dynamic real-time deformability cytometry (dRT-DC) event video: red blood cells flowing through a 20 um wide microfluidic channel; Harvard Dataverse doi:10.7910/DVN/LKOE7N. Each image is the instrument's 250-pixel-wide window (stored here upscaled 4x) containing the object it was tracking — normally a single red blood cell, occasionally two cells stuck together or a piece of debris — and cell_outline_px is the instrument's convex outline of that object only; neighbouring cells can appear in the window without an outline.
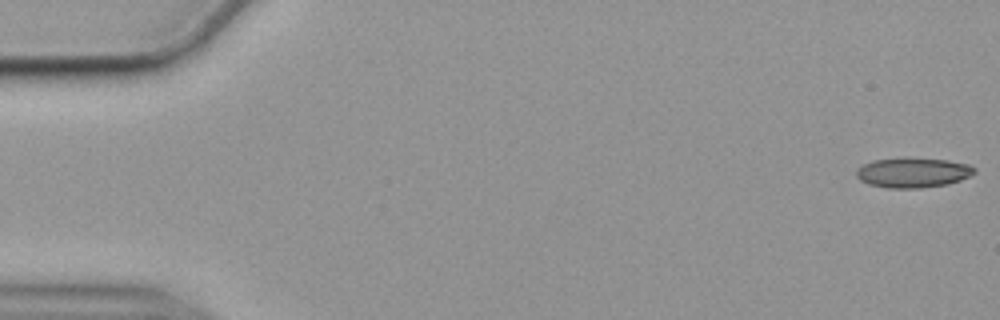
{"species": "common noctule bat (a hibernating species)", "species_latin": "Nyctalus noctula", "temperature_condition": "cold", "stored_images_in_passage": 56, "camera_frame_rate_fps": 3000, "um_per_image_px": 0.085, "animal": {"sex": "female", "body_mass_g": 19.9}, "frame": {"image": 1, "passage_image": 1, "time_ms": 0.0, "image_size_px": [1000, 320], "cell_outline_px": [[976, 172], [960, 180], [948, 184], [920, 188], [888, 188], [868, 184], [860, 180], [856, 176], [856, 168], [872, 160], [908, 156], [948, 160], [968, 164], [976, 168]], "centroid_in_image_um": [77.58, 14.65], "position_along_channel_um": 7.4, "area_um2": 21.04}}
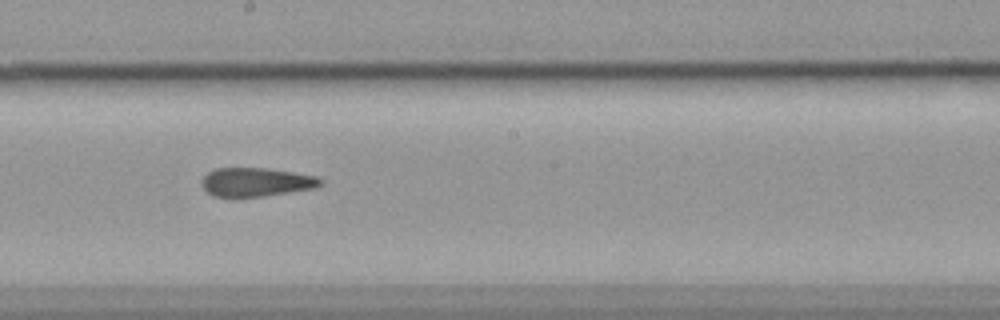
{"frame": {"image": 2, "passage_image": 31, "time_ms": 10.0, "image_size_px": [1000, 320], "cell_outline_px": [[324, 184], [316, 188], [236, 200], [212, 196], [200, 184], [200, 180], [208, 172], [216, 168], [264, 168], [292, 172], [316, 176], [324, 180]], "centroid_in_image_um": [21.73, 15.52], "position_along_channel_um": 226.5, "area_um2": 20.58}}
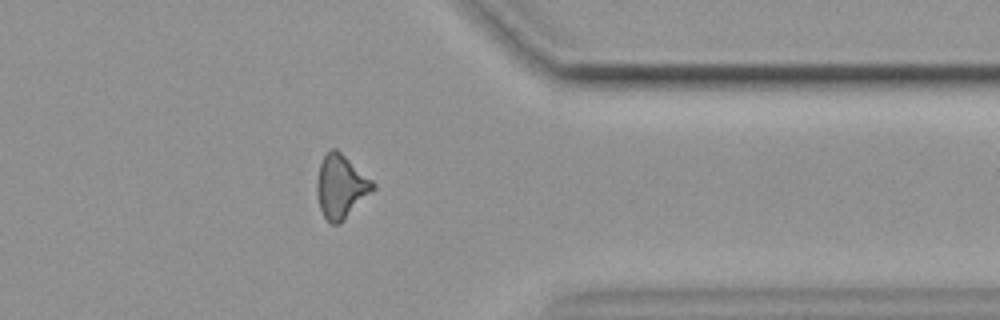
{"frame": {"image": 3, "passage_image": 45, "time_ms": 14.667, "image_size_px": [1000, 320], "cell_outline_px": [[376, 188], [340, 224], [332, 224], [324, 216], [320, 208], [316, 192], [316, 180], [320, 164], [324, 156], [332, 148], [336, 148], [372, 180], [376, 184]], "centroid_in_image_um": [28.98, 15.86], "position_along_channel_um": 382.4, "area_um2": 20.58}, "authors_computed_cell_mechanics": {"area_um2": 20.5768, "velocity_mm_per_s": 3.5659, "shape_relaxation_time_tau1_ms": null, "shape_relaxation_time_tau2_ms": 7.3361, "deformation_change_tau1": null, "deformation_change_tau2": 0.1906}}